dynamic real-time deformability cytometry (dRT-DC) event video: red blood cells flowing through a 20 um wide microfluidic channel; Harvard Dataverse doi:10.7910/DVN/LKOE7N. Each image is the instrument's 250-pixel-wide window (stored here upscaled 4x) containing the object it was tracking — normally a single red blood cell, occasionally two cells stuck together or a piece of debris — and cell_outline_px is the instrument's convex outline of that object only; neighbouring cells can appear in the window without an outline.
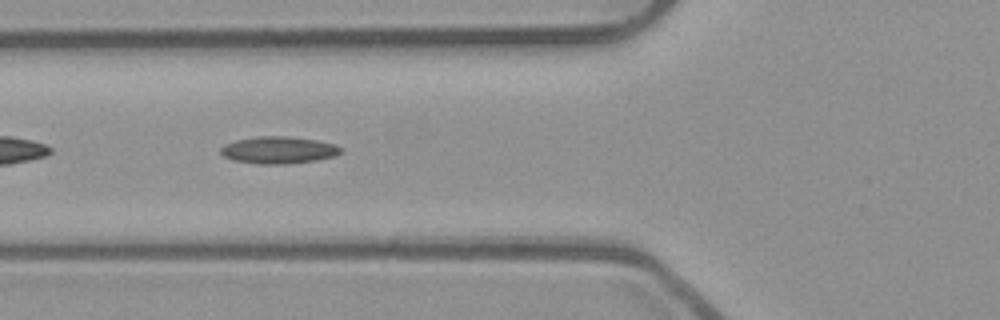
{"species": "common noctule bat (a hibernating species)", "species_latin": "Nyctalus noctula", "temperature_condition": "room temperature", "stored_images_in_passage": 46, "camera_frame_rate_fps": 3000, "um_per_image_px": 0.085, "animal": {"sex": "male", "body_mass_g": 23.1, "forearm_length_mm": 52.7}, "frame": {"image": 1, "passage_image": 13, "time_ms": 4.0, "image_size_px": [1000, 320], "cell_outline_px": [[344, 152], [336, 156], [316, 160], [288, 164], [256, 164], [232, 160], [224, 156], [220, 152], [220, 148], [224, 144], [236, 140], [256, 136], [288, 136], [316, 140], [336, 144], [344, 148]], "centroid_in_image_um": [23.71, 12.76], "position_along_channel_um": 102.1, "area_um2": 19.31}}
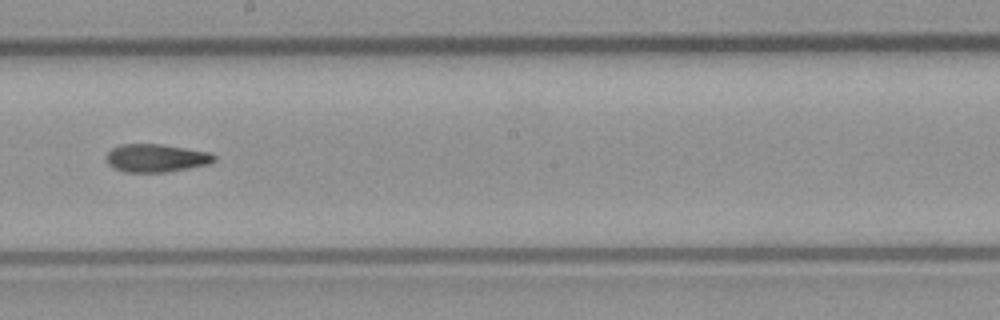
{"frame": {"image": 2, "passage_image": 23, "time_ms": 7.333, "image_size_px": [1000, 320], "cell_outline_px": [[216, 160], [208, 164], [188, 168], [164, 172], [124, 172], [112, 168], [108, 164], [108, 152], [112, 148], [120, 144], [160, 144], [212, 152], [216, 156]], "centroid_in_image_um": [13.29, 13.43], "position_along_channel_um": 234.9, "area_um2": 17.63}}
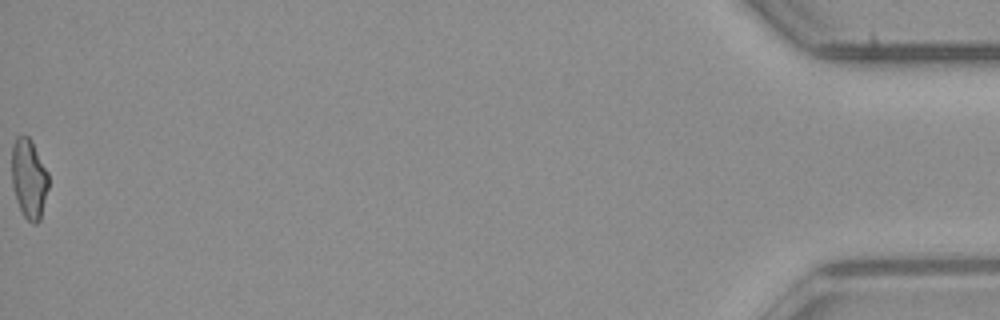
{"frame": {"image": 3, "passage_image": 46, "time_ms": 15.0, "image_size_px": [1000, 320], "cell_outline_px": [[48, 188], [40, 220], [36, 224], [32, 224], [24, 216], [16, 200], [12, 184], [12, 144], [16, 136], [28, 136], [32, 140], [48, 172]], "centroid_in_image_um": [2.46, 15.17], "position_along_channel_um": 432.7, "area_um2": 17.11}, "authors_computed_cell_mechanics": {"area_um2": 17.6001, "velocity_mm_per_s": 3.9653, "shape_relaxation_time_tau1_ms": null, "shape_relaxation_time_tau2_ms": 4.7099, "deformation_change_tau1": null, "deformation_change_tau2": 0.1334}}